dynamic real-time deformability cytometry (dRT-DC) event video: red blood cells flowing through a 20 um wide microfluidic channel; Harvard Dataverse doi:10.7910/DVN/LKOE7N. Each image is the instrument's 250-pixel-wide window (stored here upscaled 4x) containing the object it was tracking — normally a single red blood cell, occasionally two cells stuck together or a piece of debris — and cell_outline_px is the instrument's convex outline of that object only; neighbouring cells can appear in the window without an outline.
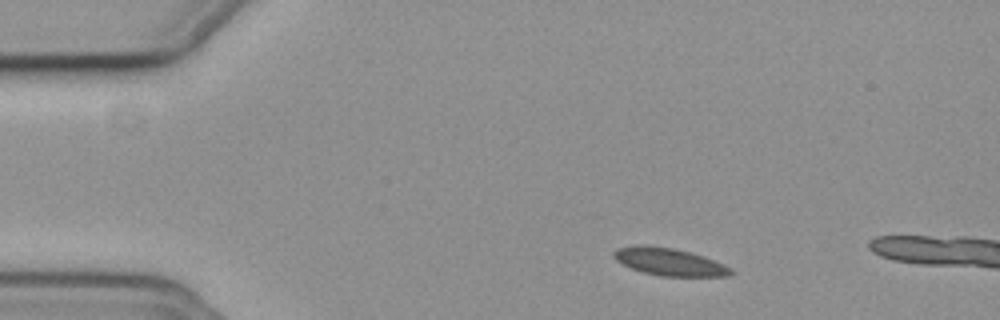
{"species": "common noctule bat (a hibernating species)", "species_latin": "Nyctalus noctula", "temperature_condition": "cold", "stored_images_in_passage": 5, "camera_frame_rate_fps": 3000, "um_per_image_px": 0.085, "animal": {"sex": "female", "body_mass_g": 19.3, "forearm_length_mm": 54.1}, "frame": {"image": 1, "passage_image": 1, "time_ms": 0.0, "image_size_px": [1000, 320], "cell_outline_px": [[736, 272], [728, 276], [660, 276], [644, 272], [632, 268], [616, 260], [612, 256], [612, 252], [616, 248], [636, 244], [644, 244], [672, 248], [692, 252], [704, 256], [724, 264], [732, 268]], "centroid_in_image_um": [56.9, 22.24], "position_along_channel_um": 28.1, "area_um2": 18.96}}